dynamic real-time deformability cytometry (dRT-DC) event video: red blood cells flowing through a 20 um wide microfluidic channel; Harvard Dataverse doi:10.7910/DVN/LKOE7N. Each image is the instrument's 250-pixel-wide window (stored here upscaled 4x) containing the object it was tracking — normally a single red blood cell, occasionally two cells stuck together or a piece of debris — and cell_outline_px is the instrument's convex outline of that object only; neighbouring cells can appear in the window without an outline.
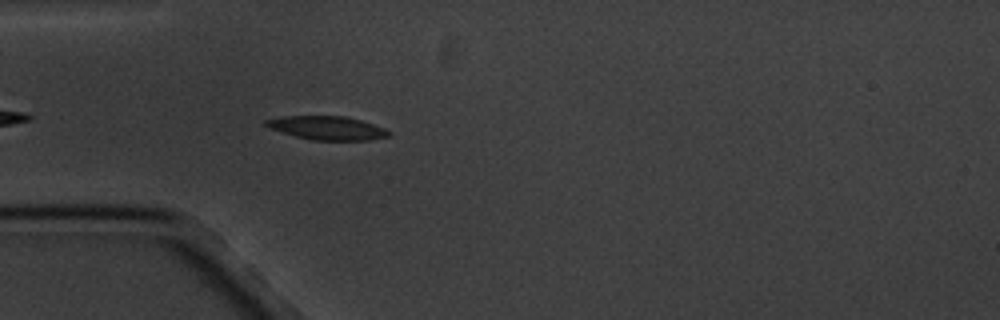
{"species": "common noctule bat (a hibernating species)", "species_latin": "Nyctalus noctula", "temperature_condition": "cold", "stored_images_in_passage": 5, "camera_frame_rate_fps": 3000, "um_per_image_px": 0.085, "animal": {"sex": "male", "body_mass_g": 20.1, "forearm_length_mm": 53.5}, "frame": {"image": 1, "passage_image": 5, "time_ms": 4.667, "image_size_px": [1000, 320], "cell_outline_px": [[392, 132], [388, 136], [368, 140], [312, 140], [296, 136], [268, 128], [264, 124], [264, 120], [284, 116], [344, 116], [360, 120], [384, 128]], "centroid_in_image_um": [27.78, 10.87], "position_along_channel_um": 57.2, "area_um2": 16.76}}